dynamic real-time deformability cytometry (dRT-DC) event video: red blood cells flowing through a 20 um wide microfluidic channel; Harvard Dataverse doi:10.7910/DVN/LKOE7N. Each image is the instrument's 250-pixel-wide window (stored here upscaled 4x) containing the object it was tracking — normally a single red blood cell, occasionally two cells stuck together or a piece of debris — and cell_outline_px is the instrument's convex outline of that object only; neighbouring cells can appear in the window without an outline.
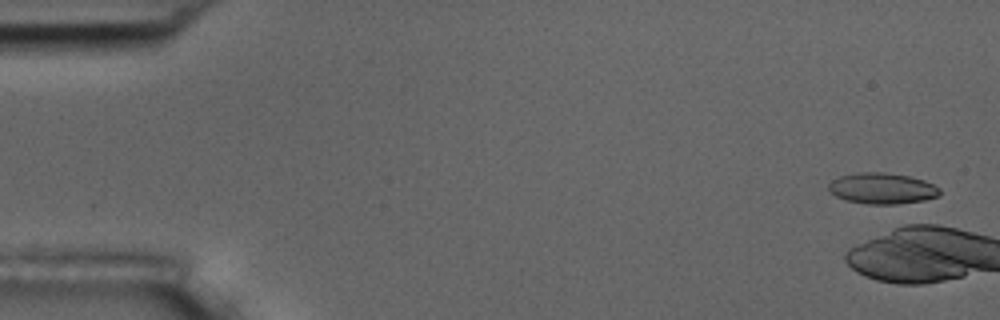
{"species": "common noctule bat (a hibernating species)", "species_latin": "Nyctalus noctula", "temperature_condition": "room temperature", "stored_images_in_passage": 6, "camera_frame_rate_fps": 3000, "um_per_image_px": 0.085, "animal": {"sex": "male", "body_mass_g": 17.5, "forearm_length_mm": 52.3}, "frame": {"image": 1, "passage_image": 2, "time_ms": 0.333, "image_size_px": [1000, 320], "cell_outline_px": [[940, 192], [936, 196], [924, 200], [896, 204], [868, 204], [844, 200], [836, 196], [828, 188], [828, 184], [832, 180], [840, 176], [856, 172], [884, 172], [908, 176], [924, 180], [940, 188]], "centroid_in_image_um": [74.95, 16.01], "position_along_channel_um": 10.0, "area_um2": 20.0}}